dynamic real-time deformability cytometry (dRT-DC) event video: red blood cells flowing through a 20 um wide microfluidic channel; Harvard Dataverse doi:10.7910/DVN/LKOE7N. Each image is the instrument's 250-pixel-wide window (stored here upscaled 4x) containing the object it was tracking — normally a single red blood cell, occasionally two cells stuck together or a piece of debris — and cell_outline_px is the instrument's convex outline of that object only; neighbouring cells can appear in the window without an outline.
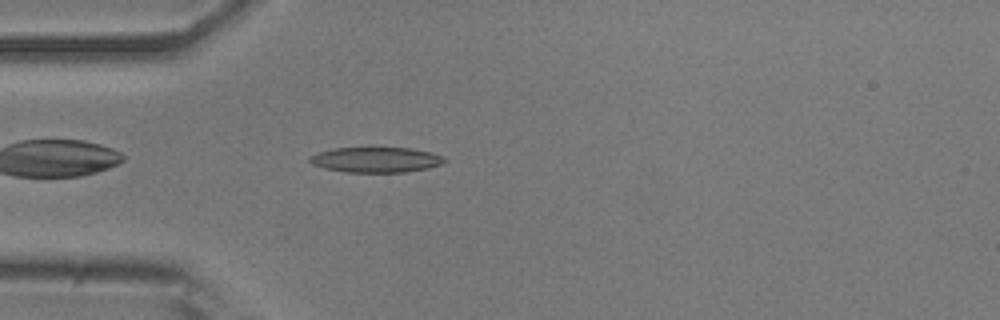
{"species": "common noctule bat (a hibernating species)", "species_latin": "Nyctalus noctula", "temperature_condition": "room temperature", "stored_images_in_passage": 35, "camera_frame_rate_fps": 3000, "um_per_image_px": 0.085, "animal": {"sex": "male", "body_mass_g": 20.5, "forearm_length_mm": 52.5}, "frame": {"image": 1, "passage_image": 4, "time_ms": 1.0, "image_size_px": [1000, 320], "cell_outline_px": [[448, 160], [444, 164], [428, 168], [404, 172], [344, 172], [324, 168], [312, 164], [308, 160], [316, 152], [332, 148], [412, 148], [444, 156]], "centroid_in_image_um": [31.97, 13.58], "position_along_channel_um": 53.0, "area_um2": 19.94}}
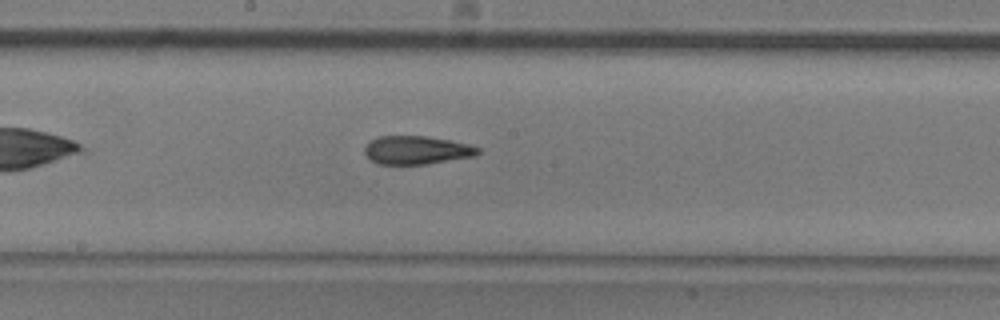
{"frame": {"image": 2, "passage_image": 17, "time_ms": 5.333, "image_size_px": [1000, 320], "cell_outline_px": [[480, 152], [476, 156], [424, 164], [376, 164], [364, 152], [364, 148], [372, 140], [380, 136], [428, 136], [468, 144], [480, 148]], "centroid_in_image_um": [35.43, 12.76], "position_along_channel_um": 212.8, "area_um2": 18.55}}
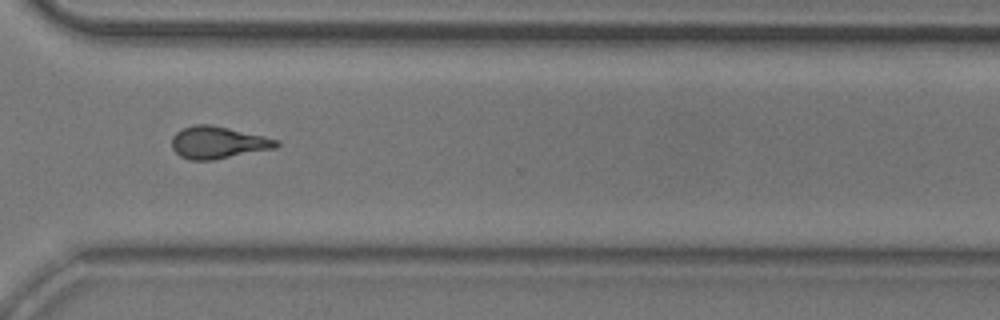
{"frame": {"image": 3, "passage_image": 28, "time_ms": 9.0, "image_size_px": [1000, 320], "cell_outline_px": [[280, 144], [276, 148], [212, 160], [188, 160], [180, 156], [172, 148], [172, 136], [176, 132], [184, 128], [196, 124], [212, 124], [264, 136], [280, 140]], "centroid_in_image_um": [18.53, 12.11], "position_along_channel_um": 352.1, "area_um2": 19.65}, "authors_computed_cell_mechanics": {"area_um2": 19.3052, "velocity_mm_per_s": 3.8175, "shape_relaxation_time_tau1_ms": 6.6088, "shape_relaxation_time_tau2_ms": 4.6028, "deformation_change_tau1": 0.1992, "deformation_change_tau2": 0.1364}}